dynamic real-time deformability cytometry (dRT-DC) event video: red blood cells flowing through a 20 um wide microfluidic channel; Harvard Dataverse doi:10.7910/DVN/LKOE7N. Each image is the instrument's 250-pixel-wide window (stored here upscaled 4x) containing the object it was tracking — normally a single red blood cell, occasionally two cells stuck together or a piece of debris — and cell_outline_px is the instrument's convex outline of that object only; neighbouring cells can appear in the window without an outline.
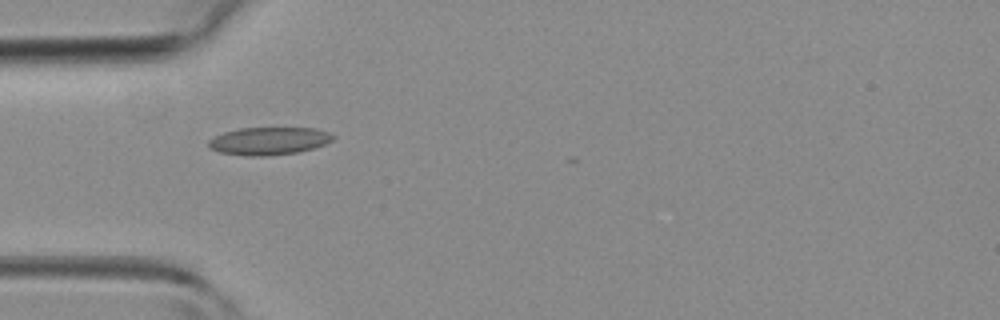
{"species": "common noctule bat (a hibernating species)", "species_latin": "Nyctalus noctula", "temperature_condition": "room temperature", "stored_images_in_passage": 4, "camera_frame_rate_fps": 3000, "um_per_image_px": 0.085, "animal": {"sex": "female", "body_mass_g": 19.3, "forearm_length_mm": 54.1}, "frame": {"image": 1, "passage_image": 1, "time_ms": 0.0, "image_size_px": [1000, 320], "cell_outline_px": [[336, 136], [332, 140], [324, 144], [312, 148], [296, 152], [268, 156], [248, 156], [220, 152], [212, 148], [208, 144], [208, 140], [224, 132], [240, 128], [316, 128], [328, 132]], "centroid_in_image_um": [22.87, 11.97], "position_along_channel_um": 62.1, "area_um2": 19.88}}